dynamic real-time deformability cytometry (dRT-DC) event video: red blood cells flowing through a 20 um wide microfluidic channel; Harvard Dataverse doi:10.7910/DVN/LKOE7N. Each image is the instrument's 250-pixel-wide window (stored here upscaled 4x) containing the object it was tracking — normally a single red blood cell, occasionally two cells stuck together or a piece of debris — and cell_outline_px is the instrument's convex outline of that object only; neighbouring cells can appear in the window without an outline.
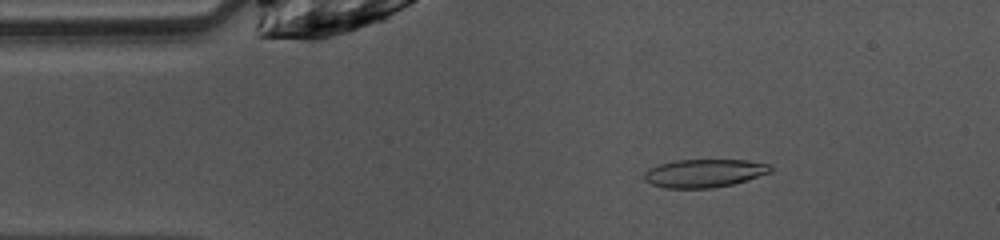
{"species": "common noctule bat (a hibernating species)", "species_latin": "Nyctalus noctula", "temperature_condition": "warm", "stored_images_in_passage": 11, "camera_frame_rate_fps": 3000, "um_per_image_px": 0.085, "animal": {"sex": "female", "body_mass_g": 10.0, "forearm_length_mm": 53.1}, "frame": {"image": 1, "passage_image": 7, "time_ms": 2.0, "image_size_px": [1000, 240], "cell_outline_px": [[772, 172], [748, 180], [732, 184], [712, 188], [664, 188], [652, 184], [644, 180], [644, 172], [648, 168], [660, 164], [676, 160], [748, 160], [768, 164], [772, 168]], "centroid_in_image_um": [59.86, 14.72], "position_along_channel_um": 25.1, "area_um2": 20.81}}